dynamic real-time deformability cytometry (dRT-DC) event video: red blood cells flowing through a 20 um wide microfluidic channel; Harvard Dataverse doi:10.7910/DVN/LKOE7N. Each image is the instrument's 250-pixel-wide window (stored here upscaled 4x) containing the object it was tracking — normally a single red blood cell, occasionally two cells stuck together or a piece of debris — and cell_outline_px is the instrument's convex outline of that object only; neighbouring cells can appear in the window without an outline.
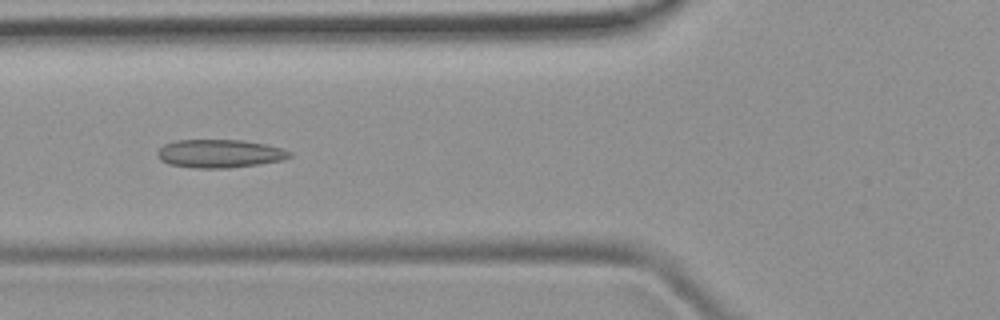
{"species": "common noctule bat (a hibernating species)", "species_latin": "Nyctalus noctula", "temperature_condition": "room temperature", "stored_images_in_passage": 48, "camera_frame_rate_fps": 3000, "um_per_image_px": 0.085, "animal": {"sex": "female", "body_mass_g": 19.9}, "frame": {"image": 1, "passage_image": 17, "time_ms": 5.333, "image_size_px": [1000, 320], "cell_outline_px": [[292, 156], [284, 160], [228, 168], [192, 168], [168, 164], [160, 160], [156, 156], [156, 152], [164, 144], [176, 140], [244, 140], [268, 144], [284, 148], [292, 152]], "centroid_in_image_um": [18.68, 13.05], "position_along_channel_um": 107.1, "area_um2": 22.08}}
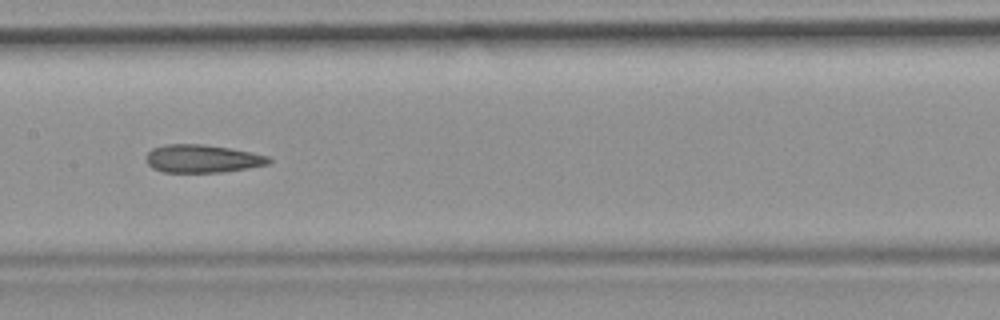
{"frame": {"image": 2, "passage_image": 23, "time_ms": 7.333, "image_size_px": [1000, 320], "cell_outline_px": [[272, 160], [268, 164], [248, 168], [224, 172], [164, 172], [152, 168], [144, 160], [144, 156], [152, 148], [164, 144], [204, 144], [232, 148], [252, 152], [268, 156]], "centroid_in_image_um": [17.17, 13.48], "position_along_channel_um": 190.2, "area_um2": 20.29}}
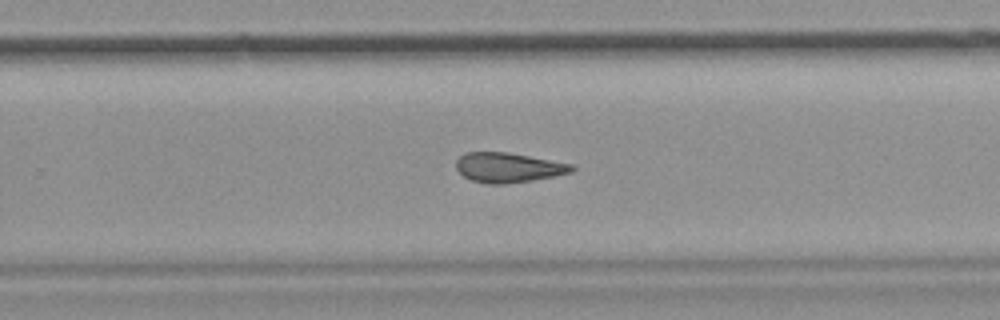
{"frame": {"image": 3, "passage_image": 30, "time_ms": 9.667, "image_size_px": [1000, 320], "cell_outline_px": [[576, 168], [572, 172], [556, 176], [532, 180], [504, 184], [488, 184], [472, 180], [464, 176], [456, 168], [456, 160], [464, 152], [508, 152], [572, 164]], "centroid_in_image_um": [43.21, 14.24], "position_along_channel_um": 286.6, "area_um2": 20.06}}